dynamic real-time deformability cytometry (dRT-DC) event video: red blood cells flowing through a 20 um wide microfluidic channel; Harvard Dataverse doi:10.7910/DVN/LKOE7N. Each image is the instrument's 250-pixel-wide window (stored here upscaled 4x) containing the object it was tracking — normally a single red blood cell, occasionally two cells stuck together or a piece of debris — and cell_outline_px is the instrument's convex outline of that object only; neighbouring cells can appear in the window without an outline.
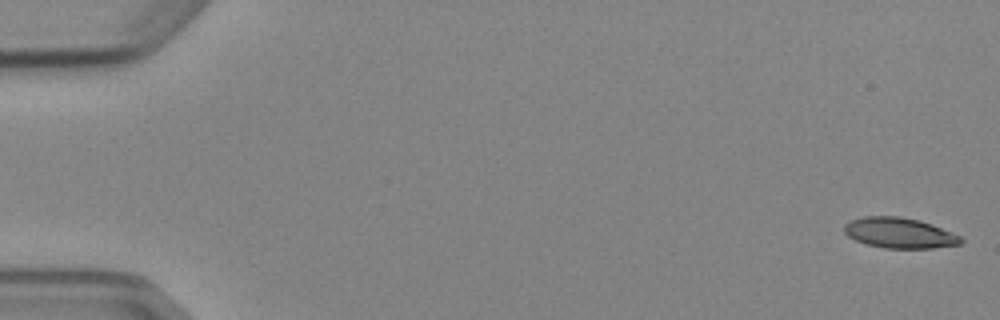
{"species": "Egyptian fruit bat (a non-hibernating species)", "species_latin": "Rousettus aegyptiacus", "temperature_condition": "cold", "stored_images_in_passage": 5, "camera_frame_rate_fps": 3000, "um_per_image_px": 0.085, "animal": {"sex": "female"}, "frame": {"image": 1, "passage_image": 1, "time_ms": 0.0, "image_size_px": [1000, 320], "cell_outline_px": [[964, 240], [960, 244], [932, 248], [884, 248], [868, 244], [856, 240], [848, 236], [844, 232], [844, 224], [852, 220], [864, 216], [900, 216], [920, 220], [932, 224], [952, 232], [960, 236]], "centroid_in_image_um": [76.46, 19.79], "position_along_channel_um": 8.5, "area_um2": 20.69}}
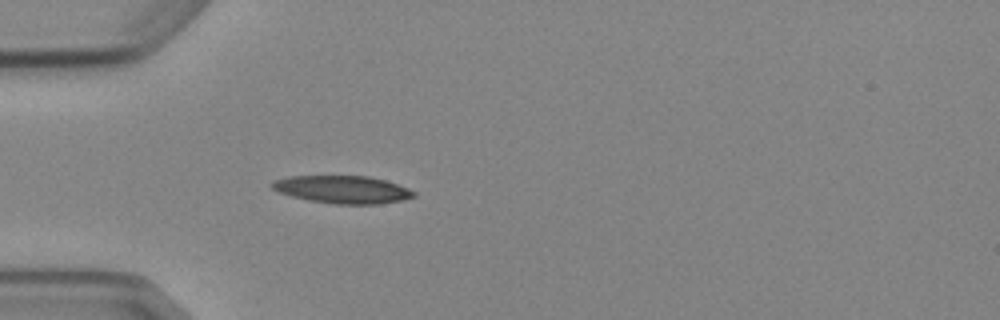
{"frame": {"image": 2, "passage_image": 5, "time_ms": 5.0, "image_size_px": [1000, 320], "cell_outline_px": [[416, 196], [400, 200], [380, 204], [332, 204], [308, 200], [292, 196], [280, 192], [272, 188], [268, 184], [272, 180], [288, 176], [368, 176], [384, 180], [408, 188], [416, 192]], "centroid_in_image_um": [29.08, 16.1], "position_along_channel_um": 55.9, "area_um2": 22.89}}